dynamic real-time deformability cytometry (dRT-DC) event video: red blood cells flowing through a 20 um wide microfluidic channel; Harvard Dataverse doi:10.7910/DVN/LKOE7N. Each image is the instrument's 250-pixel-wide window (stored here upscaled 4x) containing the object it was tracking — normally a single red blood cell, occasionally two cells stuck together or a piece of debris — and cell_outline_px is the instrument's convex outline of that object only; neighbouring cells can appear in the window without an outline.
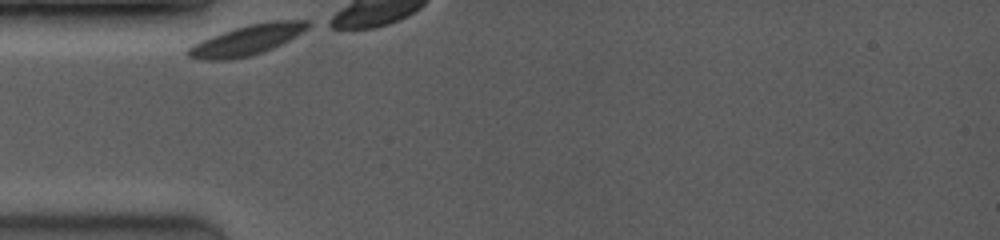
{"species": "common noctule bat (a hibernating species)", "species_latin": "Nyctalus noctula", "temperature_condition": "room temperature", "stored_images_in_passage": 9, "camera_frame_rate_fps": 3500, "um_per_image_px": 0.085, "animal": {"sex": "female", "body_mass_g": 19.0, "forearm_length_mm": 53.3}, "frame": {"image": 1, "passage_image": 1, "time_ms": 0.0, "image_size_px": [1000, 240], "cell_outline_px": [[316, 24], [296, 36], [272, 48], [248, 56], [232, 60], [200, 60], [188, 56], [184, 52], [188, 48], [200, 40], [248, 24], [272, 20], [308, 20]], "centroid_in_image_um": [21.03, 3.39], "position_along_channel_um": 64.0, "area_um2": 21.15}}